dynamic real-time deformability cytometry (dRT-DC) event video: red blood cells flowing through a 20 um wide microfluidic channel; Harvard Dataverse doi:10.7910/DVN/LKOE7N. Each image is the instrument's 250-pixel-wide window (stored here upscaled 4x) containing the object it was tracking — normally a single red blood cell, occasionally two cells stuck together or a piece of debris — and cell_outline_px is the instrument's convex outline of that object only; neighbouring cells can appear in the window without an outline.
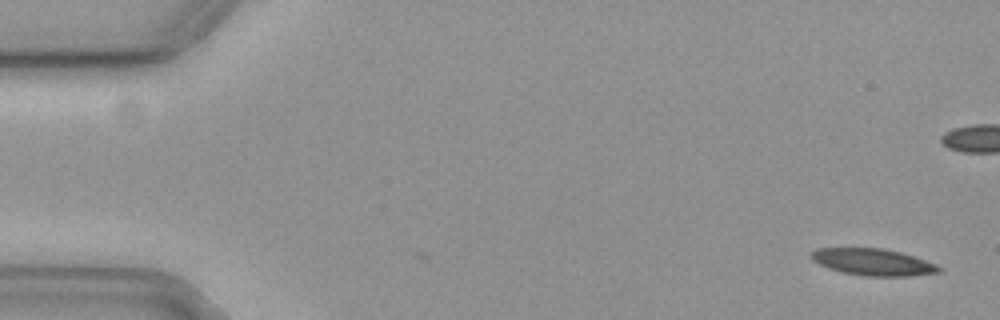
{"species": "common noctule bat (a hibernating species)", "species_latin": "Nyctalus noctula", "temperature_condition": "cold", "stored_images_in_passage": 4, "camera_frame_rate_fps": 3000, "um_per_image_px": 0.085, "animal": {"sex": "female", "body_mass_g": 19.3, "forearm_length_mm": 54.1}, "frame": {"image": 1, "passage_image": 4, "time_ms": 1.0, "image_size_px": [1000, 320], "cell_outline_px": [[944, 268], [940, 272], [908, 276], [864, 276], [844, 272], [828, 268], [812, 260], [808, 256], [808, 252], [816, 248], [884, 248], [900, 252], [936, 264]], "centroid_in_image_um": [74.17, 22.27], "position_along_channel_um": 10.8, "area_um2": 20.0}}